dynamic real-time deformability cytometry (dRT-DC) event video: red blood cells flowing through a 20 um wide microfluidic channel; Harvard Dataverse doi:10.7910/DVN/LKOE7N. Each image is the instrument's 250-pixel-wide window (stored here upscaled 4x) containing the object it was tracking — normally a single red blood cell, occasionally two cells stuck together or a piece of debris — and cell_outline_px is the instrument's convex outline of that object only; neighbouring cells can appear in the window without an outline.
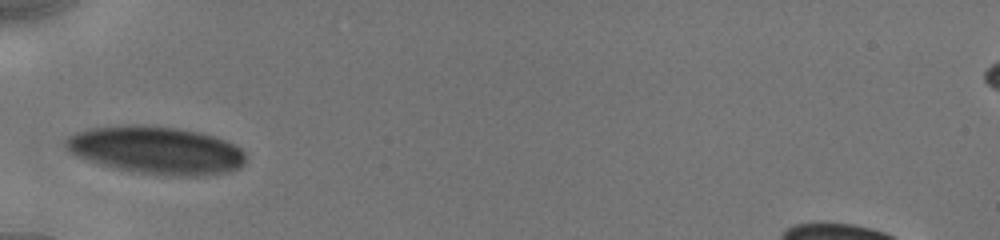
{"species": "human", "species_latin": "Homo sapiens", "temperature_condition": "cold", "stored_images_in_passage": 9, "camera_frame_rate_fps": 3000, "um_per_image_px": 0.085, "donor": {"sex": "male"}, "frame": {"image": 1, "passage_image": 1, "time_ms": 0.0, "image_size_px": [1000, 240], "cell_outline_px": [[244, 164], [240, 168], [232, 172], [208, 176], [172, 176], [140, 172], [116, 168], [100, 164], [76, 156], [64, 144], [64, 140], [68, 136], [76, 132], [88, 128], [132, 124], [144, 124], [176, 128], [200, 132], [228, 140], [240, 148], [244, 152]], "centroid_in_image_um": [13.32, 12.76], "position_along_channel_um": 71.7, "area_um2": 50.4}}
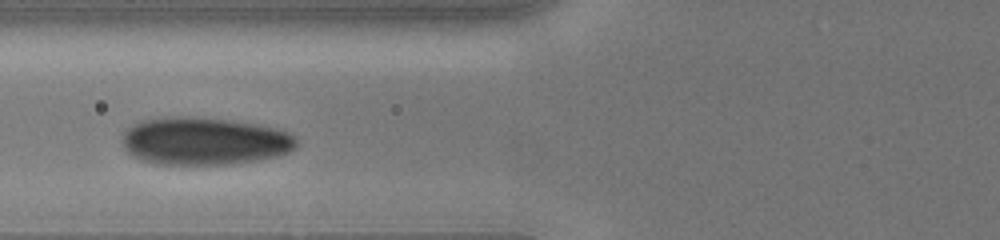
{"frame": {"image": 2, "passage_image": 8, "time_ms": 1.0, "image_size_px": [1000, 240], "cell_outline_px": [[296, 148], [288, 152], [276, 156], [260, 160], [232, 164], [152, 164], [140, 160], [132, 156], [124, 148], [124, 132], [132, 124], [144, 120], [164, 116], [196, 116], [228, 120], [256, 124], [276, 128], [288, 132], [296, 136]], "centroid_in_image_um": [17.36, 11.99], "position_along_channel_um": 108.4, "area_um2": 48.78}}